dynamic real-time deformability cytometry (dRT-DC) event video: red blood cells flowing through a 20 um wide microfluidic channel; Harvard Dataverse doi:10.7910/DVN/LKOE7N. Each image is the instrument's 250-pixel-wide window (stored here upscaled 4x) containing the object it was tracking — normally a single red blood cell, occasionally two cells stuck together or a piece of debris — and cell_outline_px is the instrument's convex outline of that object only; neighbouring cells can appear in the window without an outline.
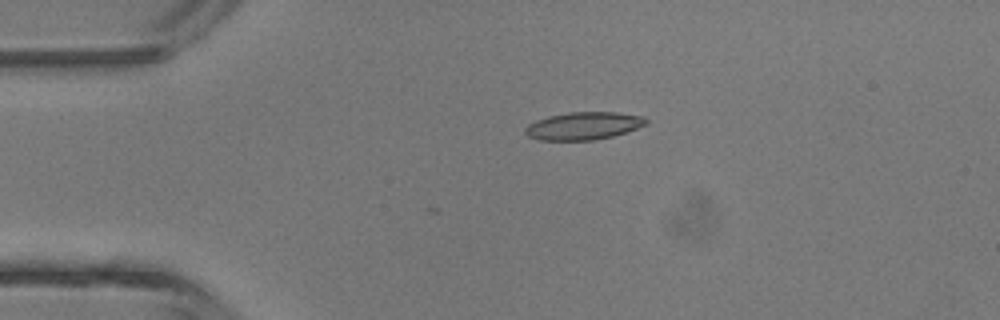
{"species": "common noctule bat (a hibernating species)", "species_latin": "Nyctalus noctula", "temperature_condition": "room temperature", "stored_images_in_passage": 2, "camera_frame_rate_fps": 3000, "um_per_image_px": 0.085, "animal": {"sex": "male", "body_mass_g": 13.3}, "frame": {"image": 1, "passage_image": 1, "time_ms": 0.0, "image_size_px": [1000, 320], "cell_outline_px": [[648, 124], [612, 136], [592, 140], [540, 140], [528, 136], [524, 132], [524, 128], [528, 124], [536, 120], [548, 116], [568, 112], [616, 112], [644, 116], [648, 120]], "centroid_in_image_um": [49.58, 10.69], "position_along_channel_um": 35.4, "area_um2": 19.48}}